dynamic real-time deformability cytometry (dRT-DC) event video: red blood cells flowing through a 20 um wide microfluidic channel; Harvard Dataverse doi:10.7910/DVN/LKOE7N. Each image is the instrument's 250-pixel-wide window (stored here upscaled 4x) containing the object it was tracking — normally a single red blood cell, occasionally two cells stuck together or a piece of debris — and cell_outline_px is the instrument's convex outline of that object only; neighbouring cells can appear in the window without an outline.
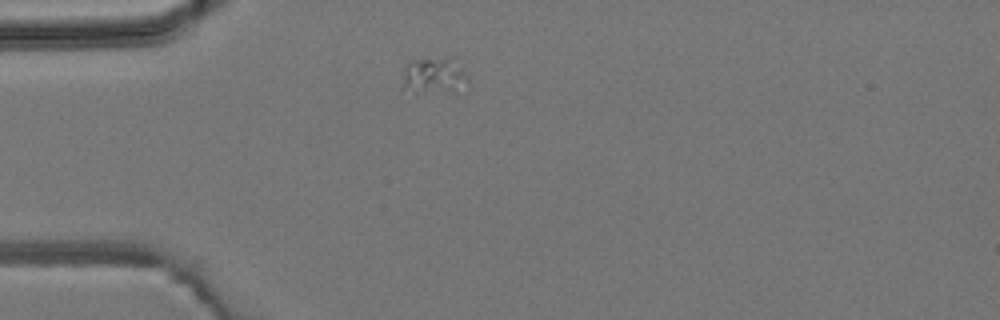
{"species": "common noctule bat (a hibernating species)", "species_latin": "Nyctalus noctula", "temperature_condition": "room temperature", "stored_images_in_passage": 5, "camera_frame_rate_fps": 3000, "um_per_image_px": 0.085, "animal": {"sex": "male", "body_mass_g": 19.2, "forearm_length_mm": 51.8}, "frame": {"image": 1, "passage_image": 5, "time_ms": 4.667, "image_size_px": [1000, 320], "cell_outline_px": [[468, 80], [452, 92], [416, 92], [404, 84], [404, 68], [412, 60], [452, 56], [468, 76]], "centroid_in_image_um": [36.93, 6.38], "position_along_channel_um": 48.1, "area_um2": 13.41}}